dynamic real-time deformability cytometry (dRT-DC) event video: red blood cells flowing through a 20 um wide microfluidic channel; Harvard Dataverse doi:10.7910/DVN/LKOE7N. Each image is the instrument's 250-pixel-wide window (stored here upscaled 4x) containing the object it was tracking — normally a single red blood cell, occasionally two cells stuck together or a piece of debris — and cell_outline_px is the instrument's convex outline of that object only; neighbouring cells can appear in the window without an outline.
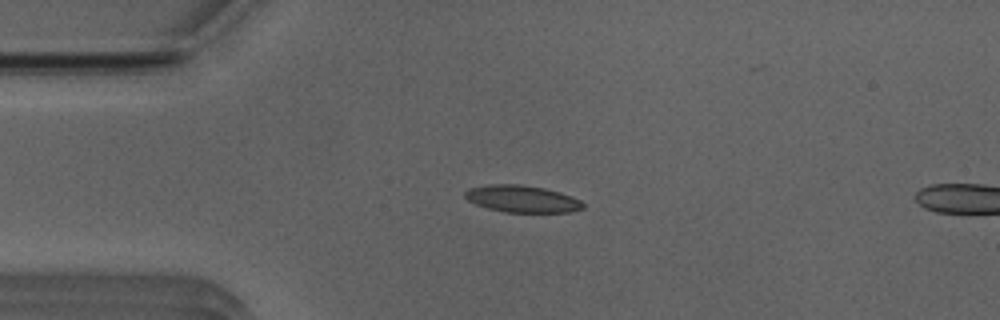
{"species": "Egyptian fruit bat (a non-hibernating species)", "species_latin": "Rousettus aegyptiacus", "temperature_condition": "room temperature", "stored_images_in_passage": 42, "segment_of_instrument_passage": [1, 2], "camera_frame_rate_fps": 3000, "um_per_image_px": 0.085, "animal": {"sex": "male"}, "frame": {"image": 1, "passage_image": 1, "time_ms": 0.0, "image_size_px": [1000, 320], "cell_outline_px": [[584, 208], [572, 212], [504, 212], [488, 208], [476, 204], [468, 200], [464, 196], [464, 192], [468, 188], [488, 184], [520, 184], [544, 188], [560, 192], [580, 200], [584, 204]], "centroid_in_image_um": [44.36, 16.9], "position_along_channel_um": 40.6, "area_um2": 18.61}}
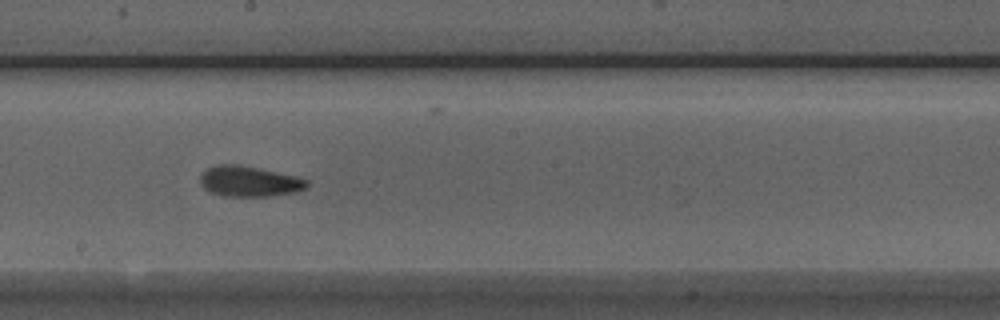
{"frame": {"image": 2, "passage_image": 17, "time_ms": 5.333, "image_size_px": [1000, 320], "cell_outline_px": [[308, 188], [296, 192], [272, 196], [224, 196], [212, 192], [204, 188], [200, 184], [200, 176], [208, 168], [220, 164], [240, 164], [296, 176], [308, 180]], "centroid_in_image_um": [21.22, 15.42], "position_along_channel_um": 227.0, "area_um2": 19.02}}
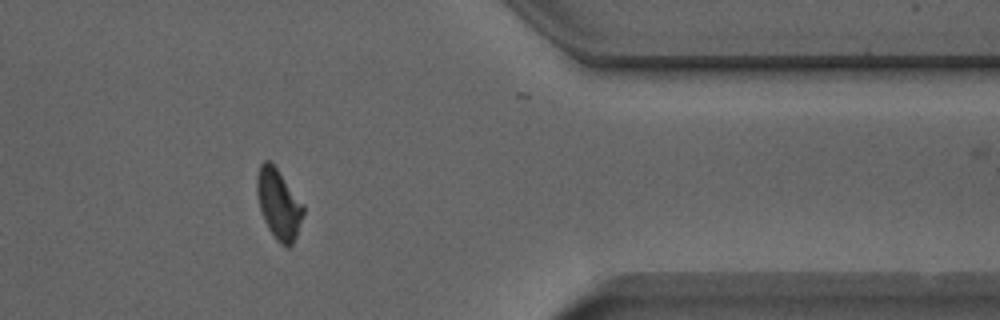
{"frame": {"image": 3, "passage_image": 31, "time_ms": 10.0, "image_size_px": [1000, 320], "cell_outline_px": [[304, 212], [296, 236], [292, 244], [288, 248], [280, 244], [276, 240], [268, 228], [264, 220], [260, 208], [256, 192], [256, 176], [260, 164], [264, 160], [268, 160], [276, 168], [304, 204]], "centroid_in_image_um": [23.67, 17.35], "position_along_channel_um": 387.7, "area_um2": 18.84}}